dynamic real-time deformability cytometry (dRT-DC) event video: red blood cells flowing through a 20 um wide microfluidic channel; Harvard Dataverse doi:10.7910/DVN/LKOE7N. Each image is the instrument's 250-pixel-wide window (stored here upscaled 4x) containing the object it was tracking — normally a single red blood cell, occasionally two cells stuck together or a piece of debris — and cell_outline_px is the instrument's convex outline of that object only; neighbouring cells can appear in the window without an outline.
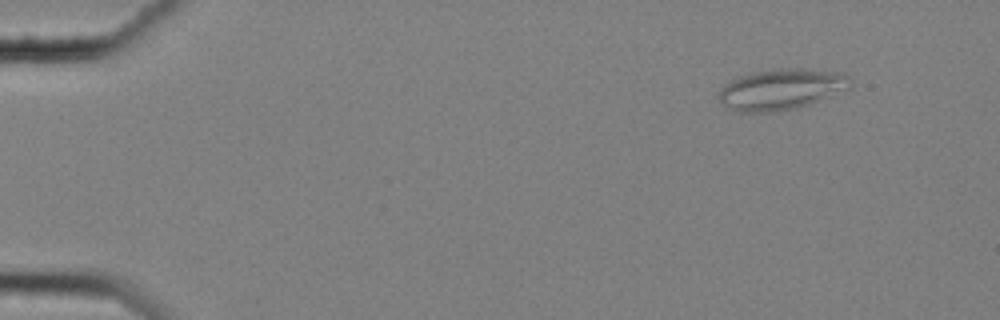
{"species": "common noctule bat (a hibernating species)", "species_latin": "Nyctalus noctula", "temperature_condition": "cold", "stored_images_in_passage": 40, "camera_frame_rate_fps": 3000, "um_per_image_px": 0.085, "animal": {"sex": "female", "body_mass_g": 25.1}, "frame": {"image": 1, "passage_image": 1, "time_ms": 0.0, "image_size_px": [1000, 320], "cell_outline_px": [[852, 88], [808, 104], [796, 108], [772, 112], [740, 112], [724, 104], [720, 100], [720, 92], [724, 84], [740, 76], [756, 72], [788, 68], [800, 68], [836, 72], [848, 76], [852, 80]], "centroid_in_image_um": [66.46, 7.59], "position_along_channel_um": 18.5, "area_um2": 30.81}}
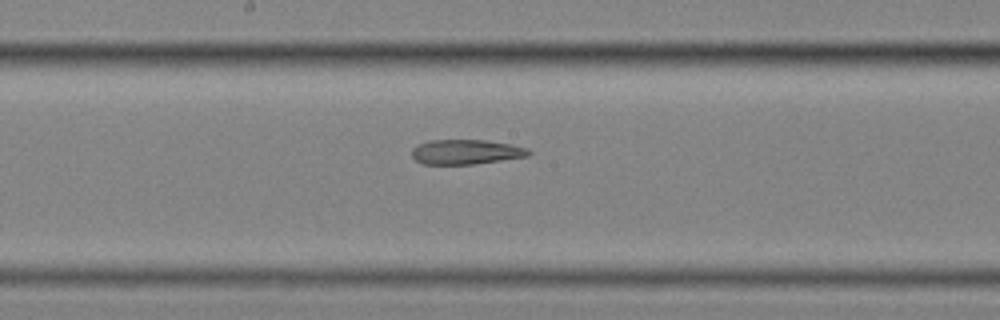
{"frame": {"image": 2, "passage_image": 27, "time_ms": 8.667, "image_size_px": [1000, 320], "cell_outline_px": [[532, 152], [528, 156], [472, 164], [424, 164], [416, 160], [412, 156], [412, 148], [428, 140], [484, 140], [512, 144], [528, 148]], "centroid_in_image_um": [39.62, 12.9], "position_along_channel_um": 208.6, "area_um2": 16.76}}
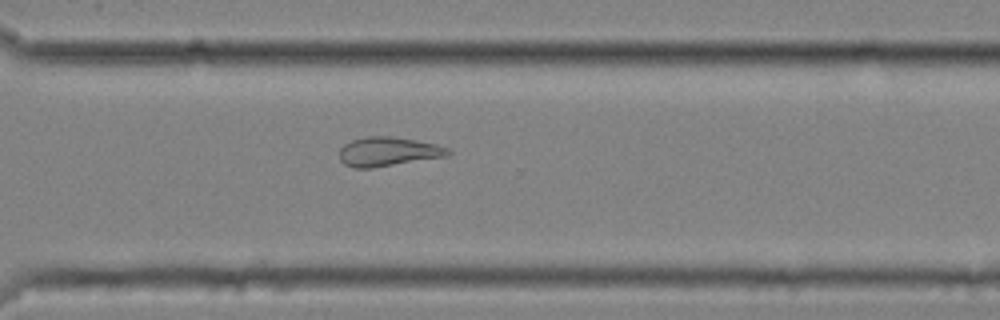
{"frame": {"image": 3, "passage_image": 38, "time_ms": 12.333, "image_size_px": [1000, 320], "cell_outline_px": [[452, 152], [448, 156], [372, 168], [352, 168], [344, 164], [340, 160], [340, 148], [344, 144], [352, 140], [368, 136], [392, 136], [436, 144], [448, 148]], "centroid_in_image_um": [32.98, 12.89], "position_along_channel_um": 337.6, "area_um2": 18.5}}